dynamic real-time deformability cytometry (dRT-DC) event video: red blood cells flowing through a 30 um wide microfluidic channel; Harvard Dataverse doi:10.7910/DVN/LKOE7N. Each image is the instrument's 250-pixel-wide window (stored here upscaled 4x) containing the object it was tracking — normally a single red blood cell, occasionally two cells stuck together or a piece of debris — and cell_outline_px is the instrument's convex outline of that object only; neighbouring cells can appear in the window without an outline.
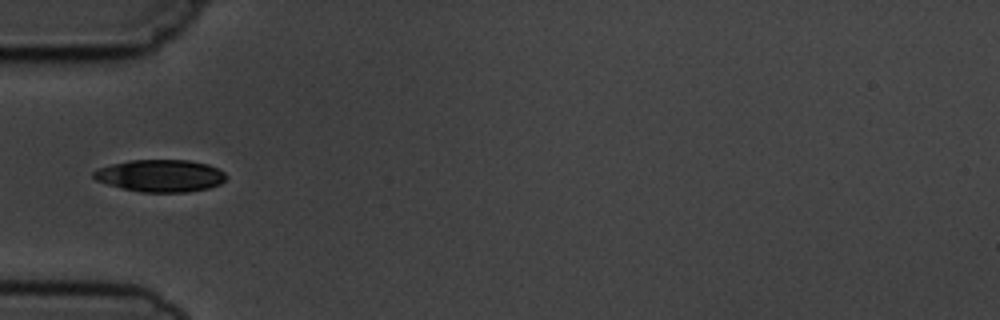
{"species": "common noctule bat (a hibernating species)", "species_latin": "Nyctalus noctula", "temperature_condition": "cold", "stored_images_in_passage": 1, "camera_frame_rate_fps": 3000, "um_per_image_px": 0.085, "animal": {"sex": "male", "body_mass_g": 19.5, "forearm_length_mm": 54.6}, "frame": {"image": 1, "passage_image": 1, "time_ms": 0.0, "image_size_px": [1000, 320], "cell_outline_px": [[228, 176], [220, 184], [208, 188], [184, 192], [140, 192], [108, 184], [96, 180], [92, 176], [92, 172], [96, 168], [128, 160], [188, 160], [208, 164], [224, 172]], "centroid_in_image_um": [13.62, 14.93], "position_along_channel_um": 71.4, "area_um2": 24.85}}